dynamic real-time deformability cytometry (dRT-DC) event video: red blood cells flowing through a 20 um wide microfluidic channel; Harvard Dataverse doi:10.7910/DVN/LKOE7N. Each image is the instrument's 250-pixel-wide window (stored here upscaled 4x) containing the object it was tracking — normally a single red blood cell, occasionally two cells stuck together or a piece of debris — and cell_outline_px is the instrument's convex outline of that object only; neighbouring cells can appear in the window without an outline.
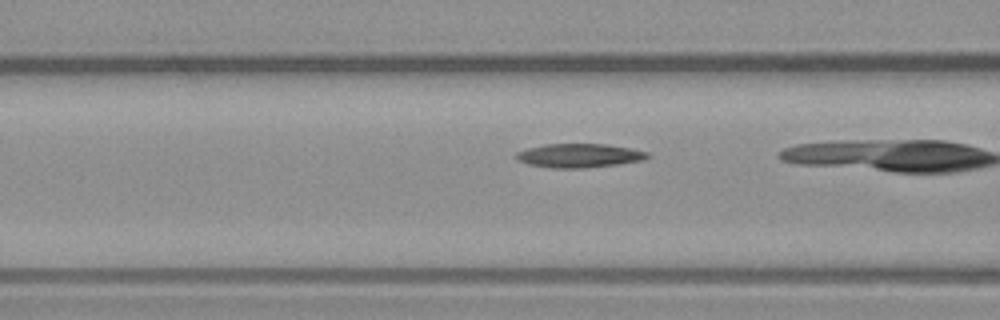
{"species": "common noctule bat (a hibernating species)", "species_latin": "Nyctalus noctula", "temperature_condition": "warm", "stored_images_in_passage": 14, "camera_frame_rate_fps": 3000, "um_per_image_px": 0.085, "animal": {"sex": "male", "body_mass_g": 23.1, "forearm_length_mm": 52.7}, "frame": {"image": 1, "passage_image": 3, "time_ms": 0.667, "image_size_px": [1000, 320], "cell_outline_px": [[652, 156], [644, 160], [588, 168], [552, 168], [528, 164], [516, 160], [516, 152], [528, 148], [544, 144], [604, 144], [632, 148], [648, 152]], "centroid_in_image_um": [49.25, 13.22], "position_along_channel_um": 117.4, "area_um2": 18.38}}